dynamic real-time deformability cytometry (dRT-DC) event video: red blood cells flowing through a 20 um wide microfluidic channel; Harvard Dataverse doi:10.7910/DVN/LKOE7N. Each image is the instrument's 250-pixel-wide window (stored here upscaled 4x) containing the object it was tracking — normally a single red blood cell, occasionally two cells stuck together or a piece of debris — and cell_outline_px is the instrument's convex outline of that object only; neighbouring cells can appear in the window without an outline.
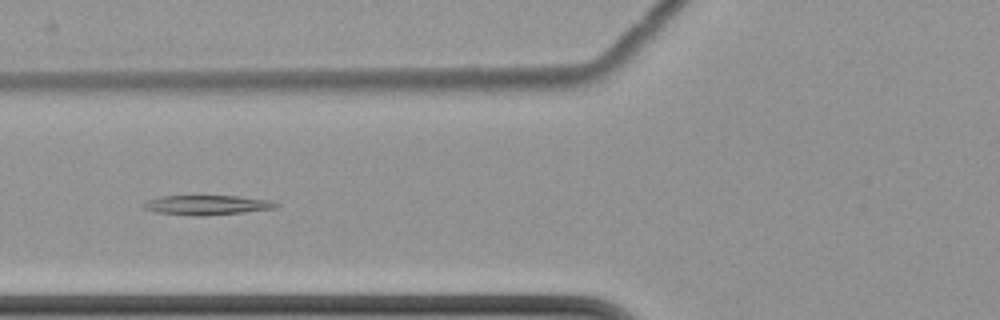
{"species": "common noctule bat (a hibernating species)", "species_latin": "Nyctalus noctula", "temperature_condition": "cold", "stored_images_in_passage": 3, "camera_frame_rate_fps": 3000, "um_per_image_px": 0.085, "animal": {"sex": "female", "body_mass_g": 22.7, "forearm_length_mm": 54.2}, "frame": {"image": 1, "passage_image": 3, "time_ms": 2.333, "image_size_px": [1000, 320], "cell_outline_px": [[280, 204], [276, 208], [204, 216], [192, 216], [156, 212], [144, 208], [144, 204], [148, 200], [160, 196], [240, 196], [276, 200]], "centroid_in_image_um": [17.66, 17.42], "position_along_channel_um": 108.1, "area_um2": 15.2}}